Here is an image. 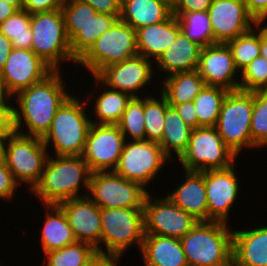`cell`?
Returning <instances> with one entry per match:
<instances>
[{
    "label": "cell",
    "instance_id": "34",
    "mask_svg": "<svg viewBox=\"0 0 267 266\" xmlns=\"http://www.w3.org/2000/svg\"><path fill=\"white\" fill-rule=\"evenodd\" d=\"M181 32L199 46L214 44L213 31L207 11L182 13L176 16Z\"/></svg>",
    "mask_w": 267,
    "mask_h": 266
},
{
    "label": "cell",
    "instance_id": "12",
    "mask_svg": "<svg viewBox=\"0 0 267 266\" xmlns=\"http://www.w3.org/2000/svg\"><path fill=\"white\" fill-rule=\"evenodd\" d=\"M149 192L141 184L107 171L91 173L87 196L101 209L143 208Z\"/></svg>",
    "mask_w": 267,
    "mask_h": 266
},
{
    "label": "cell",
    "instance_id": "15",
    "mask_svg": "<svg viewBox=\"0 0 267 266\" xmlns=\"http://www.w3.org/2000/svg\"><path fill=\"white\" fill-rule=\"evenodd\" d=\"M53 71L32 50L13 47L0 71V80L5 94L14 101L19 91L41 82Z\"/></svg>",
    "mask_w": 267,
    "mask_h": 266
},
{
    "label": "cell",
    "instance_id": "39",
    "mask_svg": "<svg viewBox=\"0 0 267 266\" xmlns=\"http://www.w3.org/2000/svg\"><path fill=\"white\" fill-rule=\"evenodd\" d=\"M60 9L69 40H71L97 13L90 4L80 0H63Z\"/></svg>",
    "mask_w": 267,
    "mask_h": 266
},
{
    "label": "cell",
    "instance_id": "55",
    "mask_svg": "<svg viewBox=\"0 0 267 266\" xmlns=\"http://www.w3.org/2000/svg\"><path fill=\"white\" fill-rule=\"evenodd\" d=\"M4 1L16 7L18 10H23L24 0H4Z\"/></svg>",
    "mask_w": 267,
    "mask_h": 266
},
{
    "label": "cell",
    "instance_id": "46",
    "mask_svg": "<svg viewBox=\"0 0 267 266\" xmlns=\"http://www.w3.org/2000/svg\"><path fill=\"white\" fill-rule=\"evenodd\" d=\"M182 120L191 128H198V118L193 101L173 105Z\"/></svg>",
    "mask_w": 267,
    "mask_h": 266
},
{
    "label": "cell",
    "instance_id": "51",
    "mask_svg": "<svg viewBox=\"0 0 267 266\" xmlns=\"http://www.w3.org/2000/svg\"><path fill=\"white\" fill-rule=\"evenodd\" d=\"M18 9L4 0H0V24L14 15Z\"/></svg>",
    "mask_w": 267,
    "mask_h": 266
},
{
    "label": "cell",
    "instance_id": "8",
    "mask_svg": "<svg viewBox=\"0 0 267 266\" xmlns=\"http://www.w3.org/2000/svg\"><path fill=\"white\" fill-rule=\"evenodd\" d=\"M101 226V254L124 255L133 245L141 249L145 235L143 208L101 209Z\"/></svg>",
    "mask_w": 267,
    "mask_h": 266
},
{
    "label": "cell",
    "instance_id": "18",
    "mask_svg": "<svg viewBox=\"0 0 267 266\" xmlns=\"http://www.w3.org/2000/svg\"><path fill=\"white\" fill-rule=\"evenodd\" d=\"M207 12L214 44H226L256 25L255 19L247 12L243 0H213Z\"/></svg>",
    "mask_w": 267,
    "mask_h": 266
},
{
    "label": "cell",
    "instance_id": "49",
    "mask_svg": "<svg viewBox=\"0 0 267 266\" xmlns=\"http://www.w3.org/2000/svg\"><path fill=\"white\" fill-rule=\"evenodd\" d=\"M122 255L98 254L94 258V266H120Z\"/></svg>",
    "mask_w": 267,
    "mask_h": 266
},
{
    "label": "cell",
    "instance_id": "5",
    "mask_svg": "<svg viewBox=\"0 0 267 266\" xmlns=\"http://www.w3.org/2000/svg\"><path fill=\"white\" fill-rule=\"evenodd\" d=\"M31 50L54 71L61 70V63L77 59L71 52L61 9L31 14Z\"/></svg>",
    "mask_w": 267,
    "mask_h": 266
},
{
    "label": "cell",
    "instance_id": "26",
    "mask_svg": "<svg viewBox=\"0 0 267 266\" xmlns=\"http://www.w3.org/2000/svg\"><path fill=\"white\" fill-rule=\"evenodd\" d=\"M144 266H188L180 239L145 234L139 251Z\"/></svg>",
    "mask_w": 267,
    "mask_h": 266
},
{
    "label": "cell",
    "instance_id": "22",
    "mask_svg": "<svg viewBox=\"0 0 267 266\" xmlns=\"http://www.w3.org/2000/svg\"><path fill=\"white\" fill-rule=\"evenodd\" d=\"M184 178L183 183H179L178 187L166 193V196L198 221H208L204 175L201 172L184 170Z\"/></svg>",
    "mask_w": 267,
    "mask_h": 266
},
{
    "label": "cell",
    "instance_id": "43",
    "mask_svg": "<svg viewBox=\"0 0 267 266\" xmlns=\"http://www.w3.org/2000/svg\"><path fill=\"white\" fill-rule=\"evenodd\" d=\"M63 0H24L23 10L30 14L48 12L62 7Z\"/></svg>",
    "mask_w": 267,
    "mask_h": 266
},
{
    "label": "cell",
    "instance_id": "41",
    "mask_svg": "<svg viewBox=\"0 0 267 266\" xmlns=\"http://www.w3.org/2000/svg\"><path fill=\"white\" fill-rule=\"evenodd\" d=\"M239 90H267V60L264 57H256L240 73Z\"/></svg>",
    "mask_w": 267,
    "mask_h": 266
},
{
    "label": "cell",
    "instance_id": "13",
    "mask_svg": "<svg viewBox=\"0 0 267 266\" xmlns=\"http://www.w3.org/2000/svg\"><path fill=\"white\" fill-rule=\"evenodd\" d=\"M150 192L144 201V233L181 239L199 222L176 206L166 195L158 199Z\"/></svg>",
    "mask_w": 267,
    "mask_h": 266
},
{
    "label": "cell",
    "instance_id": "20",
    "mask_svg": "<svg viewBox=\"0 0 267 266\" xmlns=\"http://www.w3.org/2000/svg\"><path fill=\"white\" fill-rule=\"evenodd\" d=\"M64 211L76 241L92 245L101 254V208L88 196L59 204Z\"/></svg>",
    "mask_w": 267,
    "mask_h": 266
},
{
    "label": "cell",
    "instance_id": "40",
    "mask_svg": "<svg viewBox=\"0 0 267 266\" xmlns=\"http://www.w3.org/2000/svg\"><path fill=\"white\" fill-rule=\"evenodd\" d=\"M250 133L252 142L258 148L267 146V90L254 91Z\"/></svg>",
    "mask_w": 267,
    "mask_h": 266
},
{
    "label": "cell",
    "instance_id": "38",
    "mask_svg": "<svg viewBox=\"0 0 267 266\" xmlns=\"http://www.w3.org/2000/svg\"><path fill=\"white\" fill-rule=\"evenodd\" d=\"M144 96L147 95L131 98L121 120L117 124L127 141L146 140Z\"/></svg>",
    "mask_w": 267,
    "mask_h": 266
},
{
    "label": "cell",
    "instance_id": "2",
    "mask_svg": "<svg viewBox=\"0 0 267 266\" xmlns=\"http://www.w3.org/2000/svg\"><path fill=\"white\" fill-rule=\"evenodd\" d=\"M52 154L47 158L39 182L29 192L43 205H59L73 198L87 196L92 172L83 157ZM83 190H87L86 194L80 193Z\"/></svg>",
    "mask_w": 267,
    "mask_h": 266
},
{
    "label": "cell",
    "instance_id": "57",
    "mask_svg": "<svg viewBox=\"0 0 267 266\" xmlns=\"http://www.w3.org/2000/svg\"><path fill=\"white\" fill-rule=\"evenodd\" d=\"M0 103H11V100L9 99V97L5 94L2 84H1V80H0Z\"/></svg>",
    "mask_w": 267,
    "mask_h": 266
},
{
    "label": "cell",
    "instance_id": "58",
    "mask_svg": "<svg viewBox=\"0 0 267 266\" xmlns=\"http://www.w3.org/2000/svg\"><path fill=\"white\" fill-rule=\"evenodd\" d=\"M87 266H94V259L91 261V263Z\"/></svg>",
    "mask_w": 267,
    "mask_h": 266
},
{
    "label": "cell",
    "instance_id": "16",
    "mask_svg": "<svg viewBox=\"0 0 267 266\" xmlns=\"http://www.w3.org/2000/svg\"><path fill=\"white\" fill-rule=\"evenodd\" d=\"M152 63L144 56L137 55L107 66L96 77L110 89L127 93L131 97H141L140 93L145 92L147 86L150 87L149 82L156 76Z\"/></svg>",
    "mask_w": 267,
    "mask_h": 266
},
{
    "label": "cell",
    "instance_id": "1",
    "mask_svg": "<svg viewBox=\"0 0 267 266\" xmlns=\"http://www.w3.org/2000/svg\"><path fill=\"white\" fill-rule=\"evenodd\" d=\"M66 83L61 71H53L41 82L19 91L14 96L16 103L10 105L11 129L22 135L43 138L56 111L72 95Z\"/></svg>",
    "mask_w": 267,
    "mask_h": 266
},
{
    "label": "cell",
    "instance_id": "14",
    "mask_svg": "<svg viewBox=\"0 0 267 266\" xmlns=\"http://www.w3.org/2000/svg\"><path fill=\"white\" fill-rule=\"evenodd\" d=\"M125 142L118 125L92 123L82 157L91 172L114 171Z\"/></svg>",
    "mask_w": 267,
    "mask_h": 266
},
{
    "label": "cell",
    "instance_id": "9",
    "mask_svg": "<svg viewBox=\"0 0 267 266\" xmlns=\"http://www.w3.org/2000/svg\"><path fill=\"white\" fill-rule=\"evenodd\" d=\"M50 153L42 138L22 135L13 130L7 135L5 164L15 181L21 187V184L29 185L30 191L39 182Z\"/></svg>",
    "mask_w": 267,
    "mask_h": 266
},
{
    "label": "cell",
    "instance_id": "7",
    "mask_svg": "<svg viewBox=\"0 0 267 266\" xmlns=\"http://www.w3.org/2000/svg\"><path fill=\"white\" fill-rule=\"evenodd\" d=\"M138 55L136 31L120 19L104 32L77 61L91 76H97L109 65Z\"/></svg>",
    "mask_w": 267,
    "mask_h": 266
},
{
    "label": "cell",
    "instance_id": "47",
    "mask_svg": "<svg viewBox=\"0 0 267 266\" xmlns=\"http://www.w3.org/2000/svg\"><path fill=\"white\" fill-rule=\"evenodd\" d=\"M247 12L255 21L267 10V0H243Z\"/></svg>",
    "mask_w": 267,
    "mask_h": 266
},
{
    "label": "cell",
    "instance_id": "48",
    "mask_svg": "<svg viewBox=\"0 0 267 266\" xmlns=\"http://www.w3.org/2000/svg\"><path fill=\"white\" fill-rule=\"evenodd\" d=\"M12 49L11 40L0 32V71L3 69Z\"/></svg>",
    "mask_w": 267,
    "mask_h": 266
},
{
    "label": "cell",
    "instance_id": "35",
    "mask_svg": "<svg viewBox=\"0 0 267 266\" xmlns=\"http://www.w3.org/2000/svg\"><path fill=\"white\" fill-rule=\"evenodd\" d=\"M231 50L234 64L241 73L256 57L260 56V26L226 43Z\"/></svg>",
    "mask_w": 267,
    "mask_h": 266
},
{
    "label": "cell",
    "instance_id": "27",
    "mask_svg": "<svg viewBox=\"0 0 267 266\" xmlns=\"http://www.w3.org/2000/svg\"><path fill=\"white\" fill-rule=\"evenodd\" d=\"M43 207L46 208V214L40 241L44 254L77 242L62 208L59 205Z\"/></svg>",
    "mask_w": 267,
    "mask_h": 266
},
{
    "label": "cell",
    "instance_id": "45",
    "mask_svg": "<svg viewBox=\"0 0 267 266\" xmlns=\"http://www.w3.org/2000/svg\"><path fill=\"white\" fill-rule=\"evenodd\" d=\"M90 4L98 13L109 15L121 14V0H80Z\"/></svg>",
    "mask_w": 267,
    "mask_h": 266
},
{
    "label": "cell",
    "instance_id": "44",
    "mask_svg": "<svg viewBox=\"0 0 267 266\" xmlns=\"http://www.w3.org/2000/svg\"><path fill=\"white\" fill-rule=\"evenodd\" d=\"M213 0H178L173 15L180 16L182 13L207 11Z\"/></svg>",
    "mask_w": 267,
    "mask_h": 266
},
{
    "label": "cell",
    "instance_id": "6",
    "mask_svg": "<svg viewBox=\"0 0 267 266\" xmlns=\"http://www.w3.org/2000/svg\"><path fill=\"white\" fill-rule=\"evenodd\" d=\"M253 106L254 91H229L215 125L223 142L237 157L243 149L258 148L250 133Z\"/></svg>",
    "mask_w": 267,
    "mask_h": 266
},
{
    "label": "cell",
    "instance_id": "30",
    "mask_svg": "<svg viewBox=\"0 0 267 266\" xmlns=\"http://www.w3.org/2000/svg\"><path fill=\"white\" fill-rule=\"evenodd\" d=\"M192 129L182 120L173 106L167 107L163 135L158 144L170 160L173 157L172 154L179 159L186 151Z\"/></svg>",
    "mask_w": 267,
    "mask_h": 266
},
{
    "label": "cell",
    "instance_id": "56",
    "mask_svg": "<svg viewBox=\"0 0 267 266\" xmlns=\"http://www.w3.org/2000/svg\"><path fill=\"white\" fill-rule=\"evenodd\" d=\"M157 1L163 3L173 11L177 5L178 0H157Z\"/></svg>",
    "mask_w": 267,
    "mask_h": 266
},
{
    "label": "cell",
    "instance_id": "36",
    "mask_svg": "<svg viewBox=\"0 0 267 266\" xmlns=\"http://www.w3.org/2000/svg\"><path fill=\"white\" fill-rule=\"evenodd\" d=\"M144 96V125L146 140L159 143L162 139L166 109L169 106L166 97Z\"/></svg>",
    "mask_w": 267,
    "mask_h": 266
},
{
    "label": "cell",
    "instance_id": "53",
    "mask_svg": "<svg viewBox=\"0 0 267 266\" xmlns=\"http://www.w3.org/2000/svg\"><path fill=\"white\" fill-rule=\"evenodd\" d=\"M260 56L267 60V29L260 27Z\"/></svg>",
    "mask_w": 267,
    "mask_h": 266
},
{
    "label": "cell",
    "instance_id": "4",
    "mask_svg": "<svg viewBox=\"0 0 267 266\" xmlns=\"http://www.w3.org/2000/svg\"><path fill=\"white\" fill-rule=\"evenodd\" d=\"M228 223L199 221L180 239L188 266H230L233 229Z\"/></svg>",
    "mask_w": 267,
    "mask_h": 266
},
{
    "label": "cell",
    "instance_id": "17",
    "mask_svg": "<svg viewBox=\"0 0 267 266\" xmlns=\"http://www.w3.org/2000/svg\"><path fill=\"white\" fill-rule=\"evenodd\" d=\"M235 165L226 169L201 172L204 175L206 188L208 221L229 222V213L240 194L241 186Z\"/></svg>",
    "mask_w": 267,
    "mask_h": 266
},
{
    "label": "cell",
    "instance_id": "37",
    "mask_svg": "<svg viewBox=\"0 0 267 266\" xmlns=\"http://www.w3.org/2000/svg\"><path fill=\"white\" fill-rule=\"evenodd\" d=\"M31 14L25 10H18L14 15L0 24V32L11 40L17 49L32 48Z\"/></svg>",
    "mask_w": 267,
    "mask_h": 266
},
{
    "label": "cell",
    "instance_id": "33",
    "mask_svg": "<svg viewBox=\"0 0 267 266\" xmlns=\"http://www.w3.org/2000/svg\"><path fill=\"white\" fill-rule=\"evenodd\" d=\"M44 255V266H87L98 255L90 244L75 242Z\"/></svg>",
    "mask_w": 267,
    "mask_h": 266
},
{
    "label": "cell",
    "instance_id": "21",
    "mask_svg": "<svg viewBox=\"0 0 267 266\" xmlns=\"http://www.w3.org/2000/svg\"><path fill=\"white\" fill-rule=\"evenodd\" d=\"M260 226L233 230V266H267V224Z\"/></svg>",
    "mask_w": 267,
    "mask_h": 266
},
{
    "label": "cell",
    "instance_id": "10",
    "mask_svg": "<svg viewBox=\"0 0 267 266\" xmlns=\"http://www.w3.org/2000/svg\"><path fill=\"white\" fill-rule=\"evenodd\" d=\"M238 157L223 142L215 127L192 129L186 151L177 159L185 171L226 169Z\"/></svg>",
    "mask_w": 267,
    "mask_h": 266
},
{
    "label": "cell",
    "instance_id": "28",
    "mask_svg": "<svg viewBox=\"0 0 267 266\" xmlns=\"http://www.w3.org/2000/svg\"><path fill=\"white\" fill-rule=\"evenodd\" d=\"M172 14L171 9L157 0H121L120 20L135 31L147 25L163 22Z\"/></svg>",
    "mask_w": 267,
    "mask_h": 266
},
{
    "label": "cell",
    "instance_id": "24",
    "mask_svg": "<svg viewBox=\"0 0 267 266\" xmlns=\"http://www.w3.org/2000/svg\"><path fill=\"white\" fill-rule=\"evenodd\" d=\"M201 48L180 32L173 43L154 62V66H157V70L165 77L174 73L197 70Z\"/></svg>",
    "mask_w": 267,
    "mask_h": 266
},
{
    "label": "cell",
    "instance_id": "31",
    "mask_svg": "<svg viewBox=\"0 0 267 266\" xmlns=\"http://www.w3.org/2000/svg\"><path fill=\"white\" fill-rule=\"evenodd\" d=\"M120 15L96 13L93 18L70 40L71 52L79 60L96 42V40L109 30Z\"/></svg>",
    "mask_w": 267,
    "mask_h": 266
},
{
    "label": "cell",
    "instance_id": "25",
    "mask_svg": "<svg viewBox=\"0 0 267 266\" xmlns=\"http://www.w3.org/2000/svg\"><path fill=\"white\" fill-rule=\"evenodd\" d=\"M91 77L95 81V87L99 85L100 87L98 86V88H102L103 86V90H99L98 96L94 91H88L91 94L89 93L87 97L85 96L87 103H92L94 99V106L92 105V110L90 111H94V113L92 112V116H96L94 117L95 119L91 118V122L95 124L117 125L132 97L127 93L108 88L96 76Z\"/></svg>",
    "mask_w": 267,
    "mask_h": 266
},
{
    "label": "cell",
    "instance_id": "29",
    "mask_svg": "<svg viewBox=\"0 0 267 266\" xmlns=\"http://www.w3.org/2000/svg\"><path fill=\"white\" fill-rule=\"evenodd\" d=\"M161 93L169 106L193 101L207 86L197 70L179 72L162 79Z\"/></svg>",
    "mask_w": 267,
    "mask_h": 266
},
{
    "label": "cell",
    "instance_id": "3",
    "mask_svg": "<svg viewBox=\"0 0 267 266\" xmlns=\"http://www.w3.org/2000/svg\"><path fill=\"white\" fill-rule=\"evenodd\" d=\"M73 94L56 111L49 131L42 138L45 147H53L55 156H82L92 124L86 112L87 101ZM88 106V107H87Z\"/></svg>",
    "mask_w": 267,
    "mask_h": 266
},
{
    "label": "cell",
    "instance_id": "19",
    "mask_svg": "<svg viewBox=\"0 0 267 266\" xmlns=\"http://www.w3.org/2000/svg\"><path fill=\"white\" fill-rule=\"evenodd\" d=\"M197 71L207 86L239 90L240 73L227 44L216 43L201 48Z\"/></svg>",
    "mask_w": 267,
    "mask_h": 266
},
{
    "label": "cell",
    "instance_id": "42",
    "mask_svg": "<svg viewBox=\"0 0 267 266\" xmlns=\"http://www.w3.org/2000/svg\"><path fill=\"white\" fill-rule=\"evenodd\" d=\"M19 184L13 178L12 172L6 164L0 165V199L1 201H11L16 195Z\"/></svg>",
    "mask_w": 267,
    "mask_h": 266
},
{
    "label": "cell",
    "instance_id": "11",
    "mask_svg": "<svg viewBox=\"0 0 267 266\" xmlns=\"http://www.w3.org/2000/svg\"><path fill=\"white\" fill-rule=\"evenodd\" d=\"M168 161L170 159L164 154L157 142L126 140L118 164L113 172L146 188L157 178L165 163L166 166L168 165Z\"/></svg>",
    "mask_w": 267,
    "mask_h": 266
},
{
    "label": "cell",
    "instance_id": "50",
    "mask_svg": "<svg viewBox=\"0 0 267 266\" xmlns=\"http://www.w3.org/2000/svg\"><path fill=\"white\" fill-rule=\"evenodd\" d=\"M11 103H0V130H12L9 124Z\"/></svg>",
    "mask_w": 267,
    "mask_h": 266
},
{
    "label": "cell",
    "instance_id": "32",
    "mask_svg": "<svg viewBox=\"0 0 267 266\" xmlns=\"http://www.w3.org/2000/svg\"><path fill=\"white\" fill-rule=\"evenodd\" d=\"M228 90L206 86L193 100L199 127H215Z\"/></svg>",
    "mask_w": 267,
    "mask_h": 266
},
{
    "label": "cell",
    "instance_id": "23",
    "mask_svg": "<svg viewBox=\"0 0 267 266\" xmlns=\"http://www.w3.org/2000/svg\"><path fill=\"white\" fill-rule=\"evenodd\" d=\"M181 32L177 17L147 25L136 30L138 55L155 62Z\"/></svg>",
    "mask_w": 267,
    "mask_h": 266
},
{
    "label": "cell",
    "instance_id": "52",
    "mask_svg": "<svg viewBox=\"0 0 267 266\" xmlns=\"http://www.w3.org/2000/svg\"><path fill=\"white\" fill-rule=\"evenodd\" d=\"M12 130H0V165L5 164V145L7 140V135Z\"/></svg>",
    "mask_w": 267,
    "mask_h": 266
},
{
    "label": "cell",
    "instance_id": "54",
    "mask_svg": "<svg viewBox=\"0 0 267 266\" xmlns=\"http://www.w3.org/2000/svg\"><path fill=\"white\" fill-rule=\"evenodd\" d=\"M267 10L256 20V25L267 29Z\"/></svg>",
    "mask_w": 267,
    "mask_h": 266
}]
</instances>
